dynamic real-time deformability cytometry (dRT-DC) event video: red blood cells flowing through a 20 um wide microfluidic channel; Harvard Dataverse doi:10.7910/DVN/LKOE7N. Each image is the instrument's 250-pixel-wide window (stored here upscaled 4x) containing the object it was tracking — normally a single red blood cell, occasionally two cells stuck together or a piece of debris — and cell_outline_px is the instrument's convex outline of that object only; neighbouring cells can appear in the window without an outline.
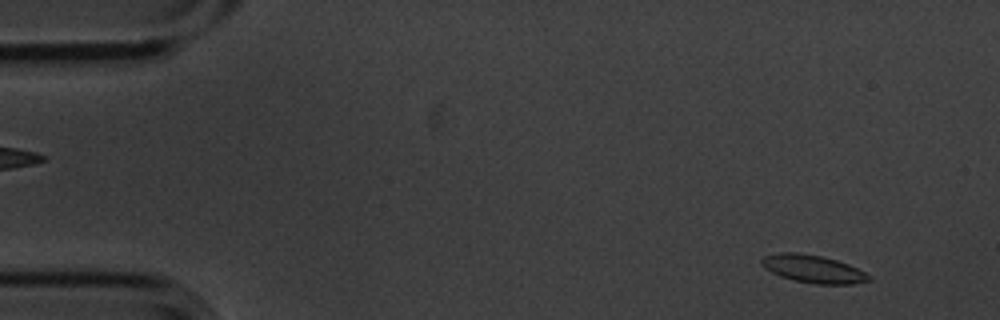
{"species": "common noctule bat (a hibernating species)", "species_latin": "Nyctalus noctula", "temperature_condition": "cold", "stored_images_in_passage": 4, "camera_frame_rate_fps": 3000, "um_per_image_px": 0.085, "animal": {"sex": "male", "body_mass_g": 20.1, "forearm_length_mm": 53.5}, "frame": {"image": 1, "passage_image": 1, "time_ms": 0.0, "image_size_px": [1000, 320], "cell_outline_px": [[872, 280], [852, 284], [816, 284], [792, 280], [780, 276], [764, 268], [760, 264], [760, 260], [764, 256], [780, 252], [796, 252], [820, 256], [836, 260], [848, 264], [872, 276]], "centroid_in_image_um": [69.1, 22.86], "position_along_channel_um": 15.9, "area_um2": 17.4}}
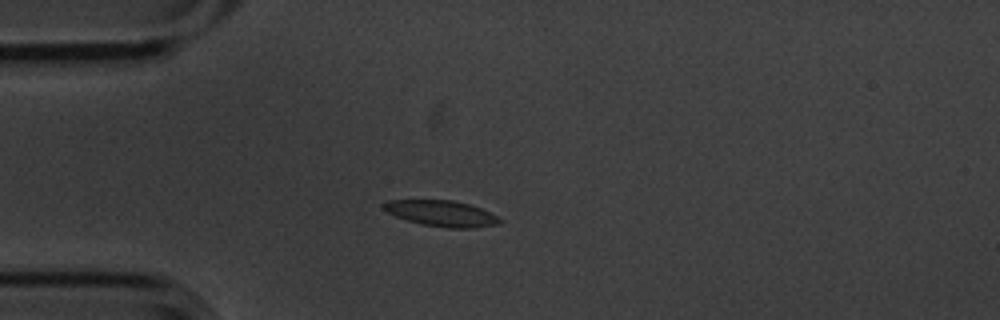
{"frame": {"image": 2, "passage_image": 4, "time_ms": 1.0, "image_size_px": [1000, 320], "cell_outline_px": [[500, 220], [496, 224], [472, 228], [448, 228], [420, 224], [396, 216], [380, 208], [380, 204], [388, 200], [452, 200], [468, 204], [480, 208], [496, 216]], "centroid_in_image_um": [37.44, 18.13], "position_along_channel_um": 47.6, "area_um2": 17.34}}